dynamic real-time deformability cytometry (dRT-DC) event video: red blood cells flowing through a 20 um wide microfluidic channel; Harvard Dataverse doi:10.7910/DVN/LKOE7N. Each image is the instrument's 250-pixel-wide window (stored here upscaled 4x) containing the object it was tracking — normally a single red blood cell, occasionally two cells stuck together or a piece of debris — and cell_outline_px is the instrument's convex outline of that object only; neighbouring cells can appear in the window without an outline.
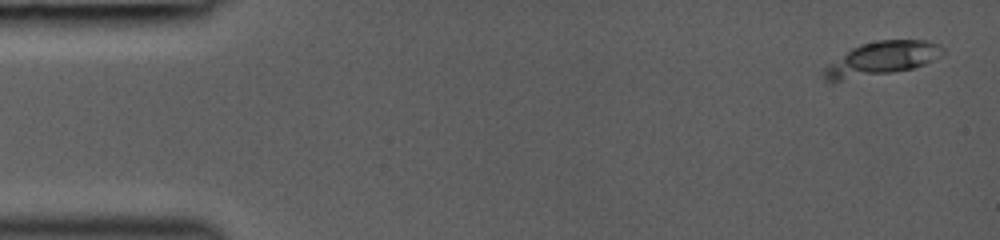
{"species": "common noctule bat (a hibernating species)", "species_latin": "Nyctalus noctula", "temperature_condition": "room temperature", "stored_images_in_passage": 10, "camera_frame_rate_fps": 3000, "um_per_image_px": 0.085, "animal": {"sex": "female", "body_mass_g": 19.0, "forearm_length_mm": 53.3}, "frame": {"image": 1, "passage_image": 2, "time_ms": 1.0, "image_size_px": [1000, 240], "cell_outline_px": [[944, 52], [940, 56], [924, 64], [912, 68], [832, 84], [824, 80], [824, 68], [852, 48], [860, 44], [876, 40], [928, 40], [940, 44], [944, 48]], "centroid_in_image_um": [74.9, 5.01], "position_along_channel_um": 10.1, "area_um2": 23.64}}
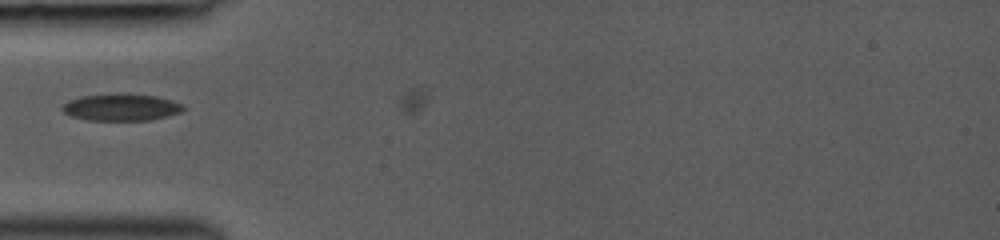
{"frame": {"image": 2, "passage_image": 9, "time_ms": 5.667, "image_size_px": [1000, 240], "cell_outline_px": [[188, 108], [180, 112], [168, 116], [148, 120], [88, 120], [72, 116], [64, 112], [60, 108], [68, 100], [80, 96], [156, 96], [172, 100], [184, 104]], "centroid_in_image_um": [10.34, 9.16], "position_along_channel_um": 74.7, "area_um2": 18.26}}